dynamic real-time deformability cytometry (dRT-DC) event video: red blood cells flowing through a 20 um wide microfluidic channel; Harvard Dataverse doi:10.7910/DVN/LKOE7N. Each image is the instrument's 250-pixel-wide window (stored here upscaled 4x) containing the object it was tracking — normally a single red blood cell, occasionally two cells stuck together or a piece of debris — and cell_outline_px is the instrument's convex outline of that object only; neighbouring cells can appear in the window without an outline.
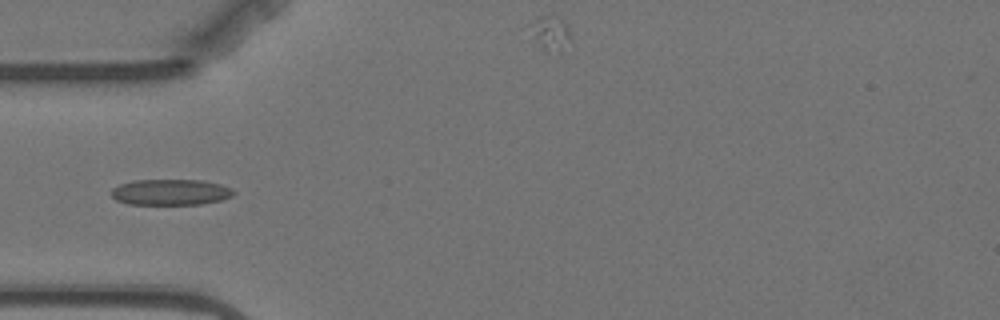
{"species": "Egyptian fruit bat (a non-hibernating species)", "species_latin": "Rousettus aegyptiacus", "temperature_condition": "warm", "stored_images_in_passage": 8, "camera_frame_rate_fps": 3000, "um_per_image_px": 0.085, "animal": {"sex": "female"}, "frame": {"image": 1, "passage_image": 5, "time_ms": 4.667, "image_size_px": [1000, 320], "cell_outline_px": [[236, 192], [232, 196], [220, 200], [200, 204], [128, 204], [116, 200], [108, 192], [112, 188], [120, 184], [136, 180], [204, 180], [220, 184], [232, 188]], "centroid_in_image_um": [14.49, 16.33], "position_along_channel_um": 70.5, "area_um2": 18.55}}
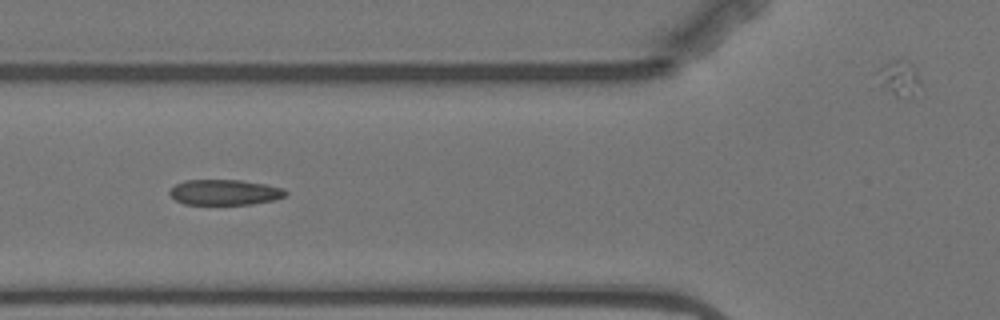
{"frame": {"image": 2, "passage_image": 6, "time_ms": 5.667, "image_size_px": [1000, 320], "cell_outline_px": [[288, 192], [284, 196], [272, 200], [252, 204], [184, 204], [176, 200], [168, 192], [176, 184], [184, 180], [240, 180], [264, 184], [284, 188]], "centroid_in_image_um": [19.09, 16.34], "position_along_channel_um": 106.7, "area_um2": 17.05}}
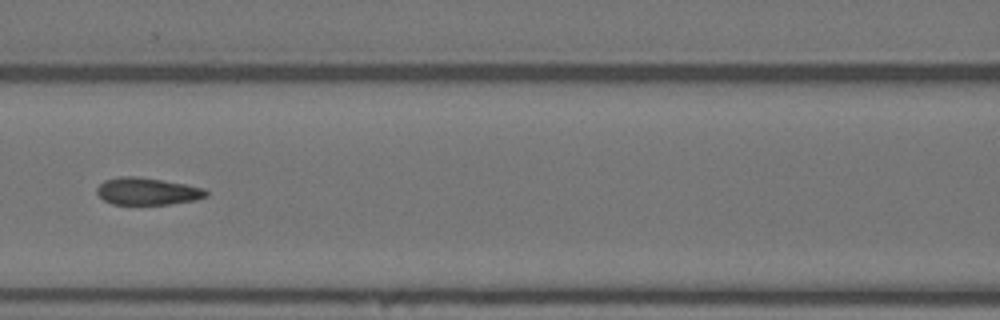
{"frame": {"image": 3, "passage_image": 7, "time_ms": 7.0, "image_size_px": [1000, 320], "cell_outline_px": [[208, 196], [196, 200], [168, 204], [112, 204], [104, 200], [96, 192], [96, 188], [104, 180], [120, 176], [136, 176], [164, 180], [204, 188], [208, 192]], "centroid_in_image_um": [12.52, 16.25], "position_along_channel_um": 154.1, "area_um2": 17.34}}